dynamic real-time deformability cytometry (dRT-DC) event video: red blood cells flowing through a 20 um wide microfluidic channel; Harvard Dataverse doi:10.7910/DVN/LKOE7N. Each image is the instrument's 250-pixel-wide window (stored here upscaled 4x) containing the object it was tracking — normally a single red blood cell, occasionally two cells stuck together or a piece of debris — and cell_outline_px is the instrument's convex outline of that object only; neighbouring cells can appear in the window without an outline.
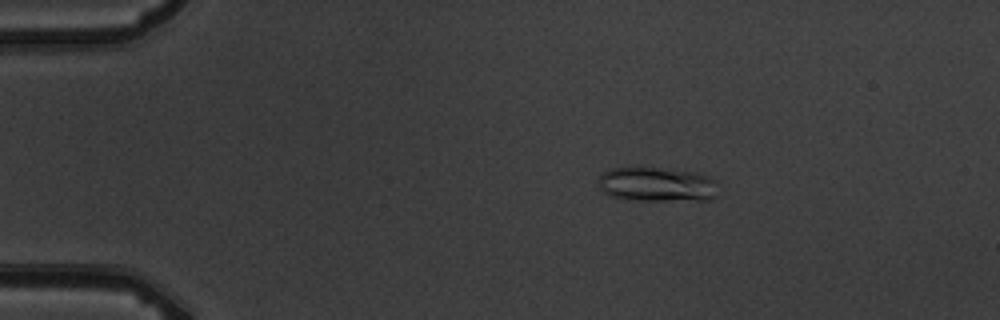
{"species": "common noctule bat (a hibernating species)", "species_latin": "Nyctalus noctula", "temperature_condition": "warm", "stored_images_in_passage": 6, "camera_frame_rate_fps": 3000, "um_per_image_px": 0.085, "animal": {"sex": "male", "body_mass_g": 19.5, "forearm_length_mm": 54.6}, "frame": {"image": 1, "passage_image": 4, "time_ms": 3.333, "image_size_px": [1000, 320], "cell_outline_px": [[716, 196], [712, 200], [628, 200], [608, 196], [600, 188], [596, 180], [604, 172], [612, 168], [660, 168], [692, 172], [708, 176], [716, 180]], "centroid_in_image_um": [55.82, 15.69], "position_along_channel_um": 29.2, "area_um2": 24.16}}